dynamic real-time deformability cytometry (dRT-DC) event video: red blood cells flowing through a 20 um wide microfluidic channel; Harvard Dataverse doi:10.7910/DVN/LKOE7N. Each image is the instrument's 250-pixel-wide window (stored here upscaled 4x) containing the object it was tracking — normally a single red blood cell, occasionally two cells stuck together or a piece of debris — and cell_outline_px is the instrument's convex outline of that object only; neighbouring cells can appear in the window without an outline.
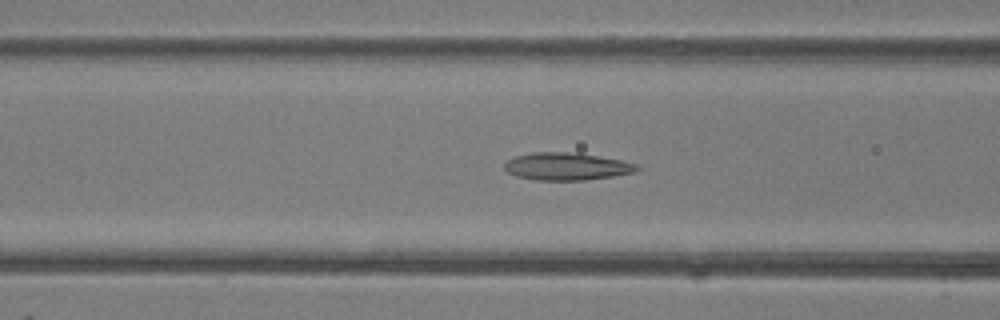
{"species": "common noctule bat (a hibernating species)", "species_latin": "Nyctalus noctula", "temperature_condition": "room temperature", "stored_images_in_passage": 48, "camera_frame_rate_fps": 3000, "um_per_image_px": 0.085, "animal": {"sex": "female"}, "frame": {"image": 1, "passage_image": 18, "time_ms": 5.667, "image_size_px": [1000, 320], "cell_outline_px": [[640, 168], [636, 172], [612, 176], [584, 180], [536, 180], [516, 176], [508, 172], [504, 168], [504, 164], [508, 160], [516, 156], [532, 152], [568, 152], [624, 160], [636, 164]], "centroid_in_image_um": [48.17, 14.15], "position_along_channel_um": 118.4, "area_um2": 21.1}}
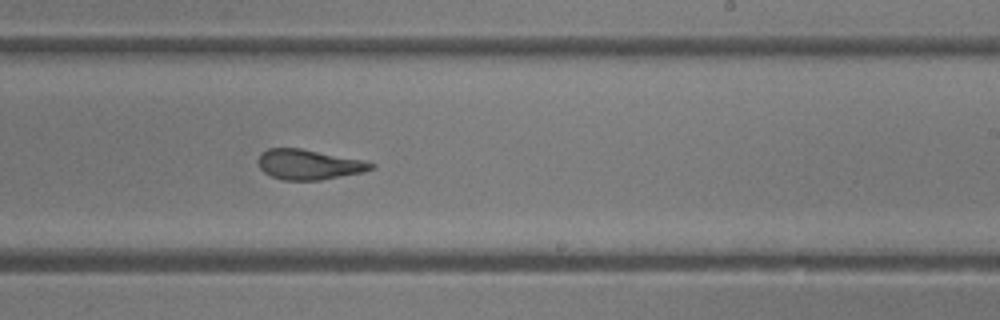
{"frame": {"image": 2, "passage_image": 28, "time_ms": 9.0, "image_size_px": [1000, 320], "cell_outline_px": [[376, 168], [364, 172], [320, 180], [284, 180], [272, 176], [264, 172], [260, 168], [256, 160], [260, 152], [268, 148], [300, 148], [360, 160], [376, 164]], "centroid_in_image_um": [26.21, 13.98], "position_along_channel_um": 262.8, "area_um2": 19.77}}
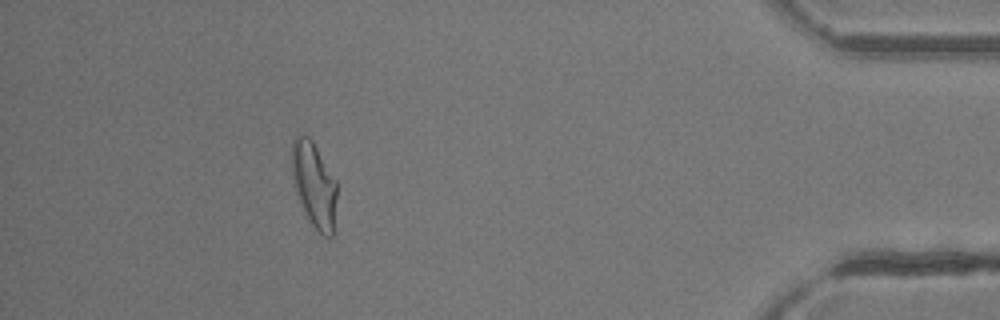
{"frame": {"image": 3, "passage_image": 42, "time_ms": 13.667, "image_size_px": [1000, 320], "cell_outline_px": [[336, 196], [332, 236], [324, 236], [308, 220], [300, 200], [296, 188], [292, 172], [292, 140], [300, 132], [308, 136], [312, 140], [336, 180]], "centroid_in_image_um": [26.69, 15.64], "position_along_channel_um": 408.5, "area_um2": 21.85}, "authors_computed_cell_mechanics": {"area_um2": 21.5883, "velocity_mm_per_s": 4.3318, "shape_relaxation_time_tau1_ms": 6.258, "shape_relaxation_time_tau2_ms": 1.4478, "deformation_change_tau1": 0.2309, "deformation_change_tau2": 0.1179}}